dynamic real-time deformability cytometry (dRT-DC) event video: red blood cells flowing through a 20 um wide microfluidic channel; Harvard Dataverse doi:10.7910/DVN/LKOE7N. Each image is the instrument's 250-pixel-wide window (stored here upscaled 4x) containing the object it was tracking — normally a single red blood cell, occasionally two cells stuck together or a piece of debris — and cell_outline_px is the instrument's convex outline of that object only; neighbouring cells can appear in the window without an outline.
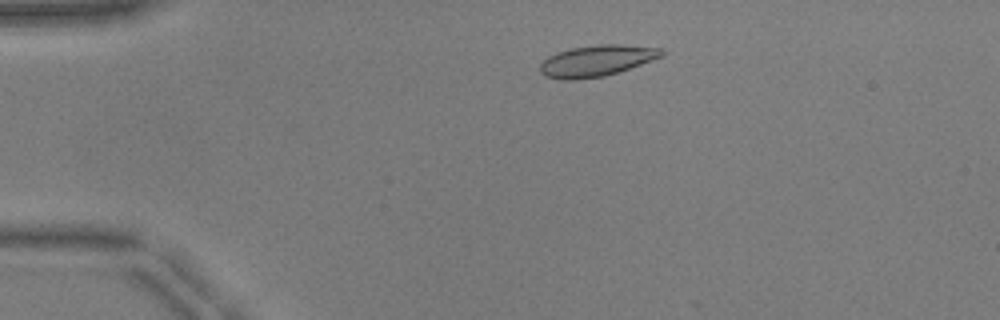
{"species": "common noctule bat (a hibernating species)", "species_latin": "Nyctalus noctula", "temperature_condition": "warm", "stored_images_in_passage": 9, "camera_frame_rate_fps": 3000, "um_per_image_px": 0.085, "animal": {"sex": "male", "body_mass_g": 17.9, "forearm_length_mm": 54.2}, "frame": {"image": 1, "passage_image": 1, "time_ms": 0.0, "image_size_px": [1000, 320], "cell_outline_px": [[668, 52], [664, 56], [604, 76], [576, 80], [560, 80], [544, 76], [540, 72], [540, 64], [548, 56], [556, 52], [572, 48], [600, 44], [620, 44], [664, 48]], "centroid_in_image_um": [50.73, 5.16], "position_along_channel_um": 34.3, "area_um2": 22.25}}
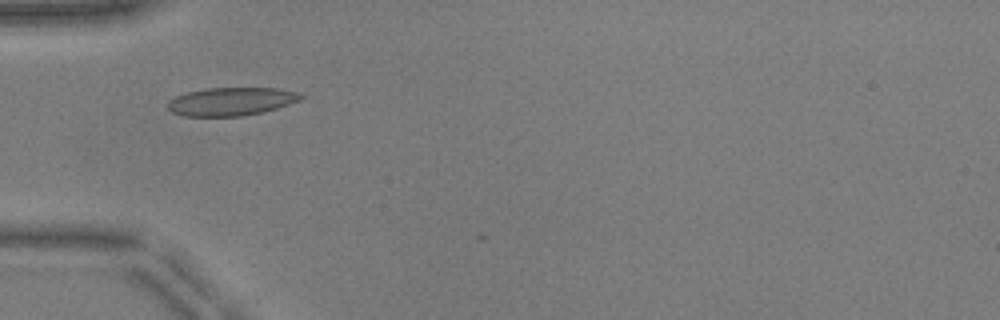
{"frame": {"image": 2, "passage_image": 7, "time_ms": 2.0, "image_size_px": [1000, 320], "cell_outline_px": [[304, 96], [300, 100], [264, 112], [240, 116], [184, 116], [172, 112], [168, 108], [168, 100], [176, 96], [188, 92], [204, 88], [280, 88], [300, 92]], "centroid_in_image_um": [19.67, 8.62], "position_along_channel_um": 65.3, "area_um2": 21.91}}